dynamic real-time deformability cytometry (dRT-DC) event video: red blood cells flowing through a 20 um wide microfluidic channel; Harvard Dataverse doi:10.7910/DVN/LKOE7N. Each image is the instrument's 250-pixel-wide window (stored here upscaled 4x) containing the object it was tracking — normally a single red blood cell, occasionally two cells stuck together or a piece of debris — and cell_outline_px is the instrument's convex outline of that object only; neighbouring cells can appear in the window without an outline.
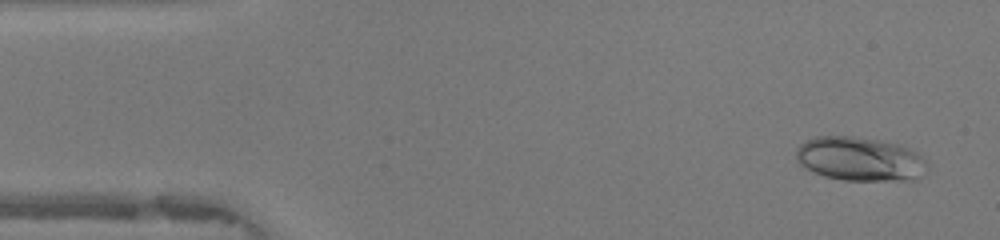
{"species": "human", "species_latin": "Homo sapiens", "temperature_condition": "warm", "stored_images_in_passage": 45, "camera_frame_rate_fps": 3000, "um_per_image_px": 0.085, "donor": {"sex": "female"}, "frame": {"image": 1, "passage_image": 1, "time_ms": 0.0, "image_size_px": [1000, 240], "cell_outline_px": [[928, 172], [916, 180], [844, 180], [824, 176], [804, 168], [796, 160], [796, 148], [800, 144], [816, 136], [852, 136], [876, 140], [896, 144], [908, 148], [916, 152], [928, 164]], "centroid_in_image_um": [73.1, 13.53], "position_along_channel_um": 11.9, "area_um2": 33.7}}
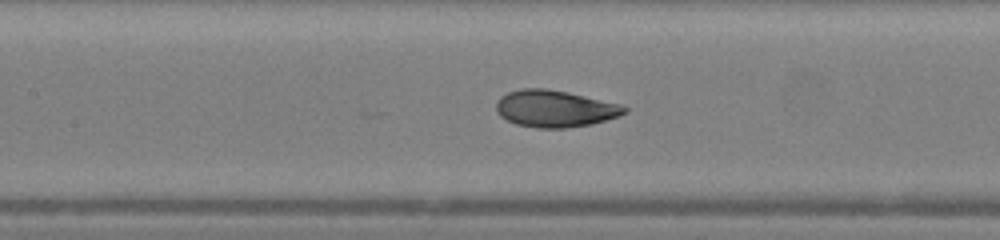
{"frame": {"image": 2, "passage_image": 19, "time_ms": 6.0, "image_size_px": [1000, 240], "cell_outline_px": [[628, 112], [620, 116], [592, 124], [564, 128], [536, 128], [516, 124], [500, 116], [496, 112], [496, 100], [500, 96], [508, 92], [520, 88], [544, 88], [568, 92], [624, 104], [628, 108]], "centroid_in_image_um": [47.19, 9.23], "position_along_channel_um": 160.2, "area_um2": 27.98}}
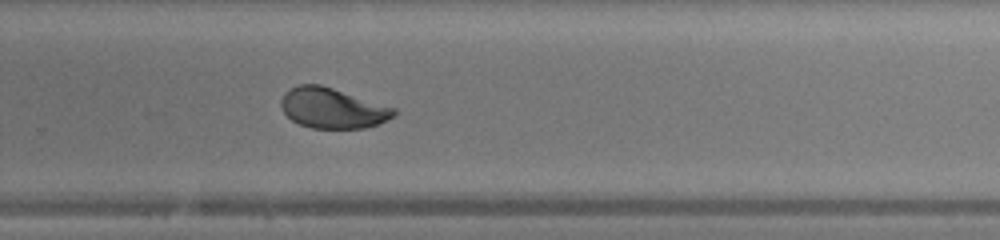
{"frame": {"image": 3, "passage_image": 29, "time_ms": 9.333, "image_size_px": [1000, 240], "cell_outline_px": [[396, 112], [392, 116], [376, 124], [364, 128], [312, 128], [300, 124], [292, 120], [284, 112], [280, 104], [280, 100], [284, 92], [300, 84], [320, 84], [396, 108]], "centroid_in_image_um": [28.22, 9.18], "position_along_channel_um": 301.6, "area_um2": 26.18}, "authors_computed_cell_mechanics": {"area_um2": 27.6862, "velocity_mm_per_s": 4.2562, "shape_relaxation_time_tau1_ms": 4.0395, "shape_relaxation_time_tau2_ms": 0.7899, "deformation_change_tau1": 0.1755, "deformation_change_tau2": 0.0452}}